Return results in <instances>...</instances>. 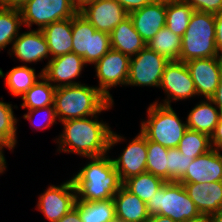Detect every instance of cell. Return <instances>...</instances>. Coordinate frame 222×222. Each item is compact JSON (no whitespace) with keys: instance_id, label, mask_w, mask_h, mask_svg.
<instances>
[{"instance_id":"1","label":"cell","mask_w":222,"mask_h":222,"mask_svg":"<svg viewBox=\"0 0 222 222\" xmlns=\"http://www.w3.org/2000/svg\"><path fill=\"white\" fill-rule=\"evenodd\" d=\"M98 114L61 122L63 131L55 140L59 153H73L85 158L108 154L123 136L112 131L108 123L98 120Z\"/></svg>"},{"instance_id":"2","label":"cell","mask_w":222,"mask_h":222,"mask_svg":"<svg viewBox=\"0 0 222 222\" xmlns=\"http://www.w3.org/2000/svg\"><path fill=\"white\" fill-rule=\"evenodd\" d=\"M88 157V162L77 174L72 176V182L79 201H100L113 199L122 186L110 156Z\"/></svg>"},{"instance_id":"3","label":"cell","mask_w":222,"mask_h":222,"mask_svg":"<svg viewBox=\"0 0 222 222\" xmlns=\"http://www.w3.org/2000/svg\"><path fill=\"white\" fill-rule=\"evenodd\" d=\"M111 102L96 86L76 84L56 88L54 107L59 122L90 117L108 111Z\"/></svg>"},{"instance_id":"4","label":"cell","mask_w":222,"mask_h":222,"mask_svg":"<svg viewBox=\"0 0 222 222\" xmlns=\"http://www.w3.org/2000/svg\"><path fill=\"white\" fill-rule=\"evenodd\" d=\"M218 56L215 14L194 11L182 36L180 61Z\"/></svg>"},{"instance_id":"5","label":"cell","mask_w":222,"mask_h":222,"mask_svg":"<svg viewBox=\"0 0 222 222\" xmlns=\"http://www.w3.org/2000/svg\"><path fill=\"white\" fill-rule=\"evenodd\" d=\"M147 119L141 121L140 132L150 141L166 148H177L188 129L172 106L153 102L147 108Z\"/></svg>"},{"instance_id":"6","label":"cell","mask_w":222,"mask_h":222,"mask_svg":"<svg viewBox=\"0 0 222 222\" xmlns=\"http://www.w3.org/2000/svg\"><path fill=\"white\" fill-rule=\"evenodd\" d=\"M146 206L150 216L161 215L176 222H187L202 217L184 185L176 181L165 182Z\"/></svg>"},{"instance_id":"7","label":"cell","mask_w":222,"mask_h":222,"mask_svg":"<svg viewBox=\"0 0 222 222\" xmlns=\"http://www.w3.org/2000/svg\"><path fill=\"white\" fill-rule=\"evenodd\" d=\"M72 53L82 57L86 64H95L110 49V34L97 31L79 12L72 17Z\"/></svg>"},{"instance_id":"8","label":"cell","mask_w":222,"mask_h":222,"mask_svg":"<svg viewBox=\"0 0 222 222\" xmlns=\"http://www.w3.org/2000/svg\"><path fill=\"white\" fill-rule=\"evenodd\" d=\"M77 12L70 0H27L20 10L23 25L30 28L36 24L38 30L53 22L72 18Z\"/></svg>"},{"instance_id":"9","label":"cell","mask_w":222,"mask_h":222,"mask_svg":"<svg viewBox=\"0 0 222 222\" xmlns=\"http://www.w3.org/2000/svg\"><path fill=\"white\" fill-rule=\"evenodd\" d=\"M169 61L147 46L130 57L126 86L160 87L164 68Z\"/></svg>"},{"instance_id":"10","label":"cell","mask_w":222,"mask_h":222,"mask_svg":"<svg viewBox=\"0 0 222 222\" xmlns=\"http://www.w3.org/2000/svg\"><path fill=\"white\" fill-rule=\"evenodd\" d=\"M130 57L110 49L98 62L94 64L98 85L96 86L111 102L113 101L109 89L126 86L128 82Z\"/></svg>"},{"instance_id":"11","label":"cell","mask_w":222,"mask_h":222,"mask_svg":"<svg viewBox=\"0 0 222 222\" xmlns=\"http://www.w3.org/2000/svg\"><path fill=\"white\" fill-rule=\"evenodd\" d=\"M166 93V99L155 103L171 106L172 101L185 100L197 95L194 81L183 61H169L162 75L160 87Z\"/></svg>"},{"instance_id":"12","label":"cell","mask_w":222,"mask_h":222,"mask_svg":"<svg viewBox=\"0 0 222 222\" xmlns=\"http://www.w3.org/2000/svg\"><path fill=\"white\" fill-rule=\"evenodd\" d=\"M76 191L72 179L62 184L50 185L39 195L37 209L49 222H58L74 208Z\"/></svg>"},{"instance_id":"13","label":"cell","mask_w":222,"mask_h":222,"mask_svg":"<svg viewBox=\"0 0 222 222\" xmlns=\"http://www.w3.org/2000/svg\"><path fill=\"white\" fill-rule=\"evenodd\" d=\"M185 64L194 81L197 96L211 99L222 77V56L192 59Z\"/></svg>"},{"instance_id":"14","label":"cell","mask_w":222,"mask_h":222,"mask_svg":"<svg viewBox=\"0 0 222 222\" xmlns=\"http://www.w3.org/2000/svg\"><path fill=\"white\" fill-rule=\"evenodd\" d=\"M97 31L110 34L129 13L116 0H94L78 11Z\"/></svg>"},{"instance_id":"15","label":"cell","mask_w":222,"mask_h":222,"mask_svg":"<svg viewBox=\"0 0 222 222\" xmlns=\"http://www.w3.org/2000/svg\"><path fill=\"white\" fill-rule=\"evenodd\" d=\"M46 64L41 71L55 88L80 84L81 82L75 79L81 75L87 65L82 57L72 52L54 57Z\"/></svg>"},{"instance_id":"16","label":"cell","mask_w":222,"mask_h":222,"mask_svg":"<svg viewBox=\"0 0 222 222\" xmlns=\"http://www.w3.org/2000/svg\"><path fill=\"white\" fill-rule=\"evenodd\" d=\"M123 183L130 177L146 172L147 138L139 132L118 158H111Z\"/></svg>"},{"instance_id":"17","label":"cell","mask_w":222,"mask_h":222,"mask_svg":"<svg viewBox=\"0 0 222 222\" xmlns=\"http://www.w3.org/2000/svg\"><path fill=\"white\" fill-rule=\"evenodd\" d=\"M9 55L16 57L26 66L27 63L51 59L49 47L42 30L34 29L18 35L9 49ZM50 58V59H49Z\"/></svg>"},{"instance_id":"18","label":"cell","mask_w":222,"mask_h":222,"mask_svg":"<svg viewBox=\"0 0 222 222\" xmlns=\"http://www.w3.org/2000/svg\"><path fill=\"white\" fill-rule=\"evenodd\" d=\"M222 181V154L210 151L194 158L179 183H211Z\"/></svg>"},{"instance_id":"19","label":"cell","mask_w":222,"mask_h":222,"mask_svg":"<svg viewBox=\"0 0 222 222\" xmlns=\"http://www.w3.org/2000/svg\"><path fill=\"white\" fill-rule=\"evenodd\" d=\"M134 28L147 44L166 24V2L153 1L129 13Z\"/></svg>"},{"instance_id":"20","label":"cell","mask_w":222,"mask_h":222,"mask_svg":"<svg viewBox=\"0 0 222 222\" xmlns=\"http://www.w3.org/2000/svg\"><path fill=\"white\" fill-rule=\"evenodd\" d=\"M202 216L222 210V181L211 183H181Z\"/></svg>"},{"instance_id":"21","label":"cell","mask_w":222,"mask_h":222,"mask_svg":"<svg viewBox=\"0 0 222 222\" xmlns=\"http://www.w3.org/2000/svg\"><path fill=\"white\" fill-rule=\"evenodd\" d=\"M117 222H147L150 215L147 206L138 196L123 185L113 197Z\"/></svg>"},{"instance_id":"22","label":"cell","mask_w":222,"mask_h":222,"mask_svg":"<svg viewBox=\"0 0 222 222\" xmlns=\"http://www.w3.org/2000/svg\"><path fill=\"white\" fill-rule=\"evenodd\" d=\"M111 49L133 57L144 49L147 44L134 28L128 16L121 21L110 33Z\"/></svg>"},{"instance_id":"23","label":"cell","mask_w":222,"mask_h":222,"mask_svg":"<svg viewBox=\"0 0 222 222\" xmlns=\"http://www.w3.org/2000/svg\"><path fill=\"white\" fill-rule=\"evenodd\" d=\"M220 115V109L211 99H201L186 118L187 128L211 136L215 131Z\"/></svg>"},{"instance_id":"24","label":"cell","mask_w":222,"mask_h":222,"mask_svg":"<svg viewBox=\"0 0 222 222\" xmlns=\"http://www.w3.org/2000/svg\"><path fill=\"white\" fill-rule=\"evenodd\" d=\"M51 59L72 52V18L53 22L42 29Z\"/></svg>"},{"instance_id":"25","label":"cell","mask_w":222,"mask_h":222,"mask_svg":"<svg viewBox=\"0 0 222 222\" xmlns=\"http://www.w3.org/2000/svg\"><path fill=\"white\" fill-rule=\"evenodd\" d=\"M42 76V71L36 74L34 68L26 65L13 67L9 72H6V76L0 68V77L5 79L7 89L16 97L25 94Z\"/></svg>"},{"instance_id":"26","label":"cell","mask_w":222,"mask_h":222,"mask_svg":"<svg viewBox=\"0 0 222 222\" xmlns=\"http://www.w3.org/2000/svg\"><path fill=\"white\" fill-rule=\"evenodd\" d=\"M75 207L79 210L82 222H116L113 199L100 201H79Z\"/></svg>"},{"instance_id":"27","label":"cell","mask_w":222,"mask_h":222,"mask_svg":"<svg viewBox=\"0 0 222 222\" xmlns=\"http://www.w3.org/2000/svg\"><path fill=\"white\" fill-rule=\"evenodd\" d=\"M181 44L182 37L164 26L147 43V47L163 55L168 61H180Z\"/></svg>"},{"instance_id":"28","label":"cell","mask_w":222,"mask_h":222,"mask_svg":"<svg viewBox=\"0 0 222 222\" xmlns=\"http://www.w3.org/2000/svg\"><path fill=\"white\" fill-rule=\"evenodd\" d=\"M42 80V81H41ZM39 79L25 94L21 96V107L28 110L54 106L56 88L44 76Z\"/></svg>"},{"instance_id":"29","label":"cell","mask_w":222,"mask_h":222,"mask_svg":"<svg viewBox=\"0 0 222 222\" xmlns=\"http://www.w3.org/2000/svg\"><path fill=\"white\" fill-rule=\"evenodd\" d=\"M194 11L195 10L183 0L166 2L165 26L173 33L182 37L185 34Z\"/></svg>"},{"instance_id":"30","label":"cell","mask_w":222,"mask_h":222,"mask_svg":"<svg viewBox=\"0 0 222 222\" xmlns=\"http://www.w3.org/2000/svg\"><path fill=\"white\" fill-rule=\"evenodd\" d=\"M164 184L165 181L160 177L144 172L128 178L122 185L147 203Z\"/></svg>"},{"instance_id":"31","label":"cell","mask_w":222,"mask_h":222,"mask_svg":"<svg viewBox=\"0 0 222 222\" xmlns=\"http://www.w3.org/2000/svg\"><path fill=\"white\" fill-rule=\"evenodd\" d=\"M17 118L13 106L0 100V148L13 150L17 144Z\"/></svg>"},{"instance_id":"32","label":"cell","mask_w":222,"mask_h":222,"mask_svg":"<svg viewBox=\"0 0 222 222\" xmlns=\"http://www.w3.org/2000/svg\"><path fill=\"white\" fill-rule=\"evenodd\" d=\"M22 25L20 10L0 8V51L5 50L7 45L12 46Z\"/></svg>"},{"instance_id":"33","label":"cell","mask_w":222,"mask_h":222,"mask_svg":"<svg viewBox=\"0 0 222 222\" xmlns=\"http://www.w3.org/2000/svg\"><path fill=\"white\" fill-rule=\"evenodd\" d=\"M177 148L185 157L194 159L212 149L211 138L205 133L187 129Z\"/></svg>"},{"instance_id":"34","label":"cell","mask_w":222,"mask_h":222,"mask_svg":"<svg viewBox=\"0 0 222 222\" xmlns=\"http://www.w3.org/2000/svg\"><path fill=\"white\" fill-rule=\"evenodd\" d=\"M168 148L147 139L146 172L168 182Z\"/></svg>"},{"instance_id":"35","label":"cell","mask_w":222,"mask_h":222,"mask_svg":"<svg viewBox=\"0 0 222 222\" xmlns=\"http://www.w3.org/2000/svg\"><path fill=\"white\" fill-rule=\"evenodd\" d=\"M168 182H178L186 173L189 165L194 160L185 157L178 148H168Z\"/></svg>"},{"instance_id":"36","label":"cell","mask_w":222,"mask_h":222,"mask_svg":"<svg viewBox=\"0 0 222 222\" xmlns=\"http://www.w3.org/2000/svg\"><path fill=\"white\" fill-rule=\"evenodd\" d=\"M39 113L43 114V116L41 114V119H40L42 123L37 124V121L35 122L33 117L35 116V114L39 115ZM23 118L29 120V122H31V126H34V129L38 128V130L46 129L50 127L51 125H53L54 123L57 124V121H56L57 114H56L54 106H46L43 108H36V109L28 110V112L23 115Z\"/></svg>"},{"instance_id":"37","label":"cell","mask_w":222,"mask_h":222,"mask_svg":"<svg viewBox=\"0 0 222 222\" xmlns=\"http://www.w3.org/2000/svg\"><path fill=\"white\" fill-rule=\"evenodd\" d=\"M195 11L218 14L222 12V0H183Z\"/></svg>"},{"instance_id":"38","label":"cell","mask_w":222,"mask_h":222,"mask_svg":"<svg viewBox=\"0 0 222 222\" xmlns=\"http://www.w3.org/2000/svg\"><path fill=\"white\" fill-rule=\"evenodd\" d=\"M128 13L141 9L154 0H116Z\"/></svg>"},{"instance_id":"39","label":"cell","mask_w":222,"mask_h":222,"mask_svg":"<svg viewBox=\"0 0 222 222\" xmlns=\"http://www.w3.org/2000/svg\"><path fill=\"white\" fill-rule=\"evenodd\" d=\"M211 146L213 149L221 152L222 150V113L220 115L218 124L216 125L214 133L210 136Z\"/></svg>"},{"instance_id":"40","label":"cell","mask_w":222,"mask_h":222,"mask_svg":"<svg viewBox=\"0 0 222 222\" xmlns=\"http://www.w3.org/2000/svg\"><path fill=\"white\" fill-rule=\"evenodd\" d=\"M216 46L219 56H222V12L215 14Z\"/></svg>"},{"instance_id":"41","label":"cell","mask_w":222,"mask_h":222,"mask_svg":"<svg viewBox=\"0 0 222 222\" xmlns=\"http://www.w3.org/2000/svg\"><path fill=\"white\" fill-rule=\"evenodd\" d=\"M27 0H0V8L21 10Z\"/></svg>"},{"instance_id":"42","label":"cell","mask_w":222,"mask_h":222,"mask_svg":"<svg viewBox=\"0 0 222 222\" xmlns=\"http://www.w3.org/2000/svg\"><path fill=\"white\" fill-rule=\"evenodd\" d=\"M58 222H82L79 216V210L74 206V208L65 214Z\"/></svg>"},{"instance_id":"43","label":"cell","mask_w":222,"mask_h":222,"mask_svg":"<svg viewBox=\"0 0 222 222\" xmlns=\"http://www.w3.org/2000/svg\"><path fill=\"white\" fill-rule=\"evenodd\" d=\"M211 100L215 103V105L220 109V112L222 113V77L215 91V94L211 97Z\"/></svg>"},{"instance_id":"44","label":"cell","mask_w":222,"mask_h":222,"mask_svg":"<svg viewBox=\"0 0 222 222\" xmlns=\"http://www.w3.org/2000/svg\"><path fill=\"white\" fill-rule=\"evenodd\" d=\"M147 222H176L169 217L161 216V215H152L149 217Z\"/></svg>"},{"instance_id":"45","label":"cell","mask_w":222,"mask_h":222,"mask_svg":"<svg viewBox=\"0 0 222 222\" xmlns=\"http://www.w3.org/2000/svg\"><path fill=\"white\" fill-rule=\"evenodd\" d=\"M208 222H222V210L217 213L207 215Z\"/></svg>"},{"instance_id":"46","label":"cell","mask_w":222,"mask_h":222,"mask_svg":"<svg viewBox=\"0 0 222 222\" xmlns=\"http://www.w3.org/2000/svg\"><path fill=\"white\" fill-rule=\"evenodd\" d=\"M6 158L4 156L3 150L0 148V174H3L4 171H6L7 166H6Z\"/></svg>"},{"instance_id":"47","label":"cell","mask_w":222,"mask_h":222,"mask_svg":"<svg viewBox=\"0 0 222 222\" xmlns=\"http://www.w3.org/2000/svg\"><path fill=\"white\" fill-rule=\"evenodd\" d=\"M70 1L79 11L84 5L94 0H70Z\"/></svg>"},{"instance_id":"48","label":"cell","mask_w":222,"mask_h":222,"mask_svg":"<svg viewBox=\"0 0 222 222\" xmlns=\"http://www.w3.org/2000/svg\"><path fill=\"white\" fill-rule=\"evenodd\" d=\"M187 222H208V220H207V216H202L198 219L190 220V221H187Z\"/></svg>"},{"instance_id":"49","label":"cell","mask_w":222,"mask_h":222,"mask_svg":"<svg viewBox=\"0 0 222 222\" xmlns=\"http://www.w3.org/2000/svg\"><path fill=\"white\" fill-rule=\"evenodd\" d=\"M154 1H164V2H170V1H173V0H154Z\"/></svg>"}]
</instances>
